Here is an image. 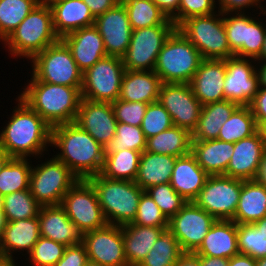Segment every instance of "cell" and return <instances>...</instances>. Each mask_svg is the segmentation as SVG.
<instances>
[{
    "instance_id": "obj_1",
    "label": "cell",
    "mask_w": 266,
    "mask_h": 266,
    "mask_svg": "<svg viewBox=\"0 0 266 266\" xmlns=\"http://www.w3.org/2000/svg\"><path fill=\"white\" fill-rule=\"evenodd\" d=\"M14 100L17 105L0 128V148L11 158L49 155L52 127L18 96Z\"/></svg>"
},
{
    "instance_id": "obj_2",
    "label": "cell",
    "mask_w": 266,
    "mask_h": 266,
    "mask_svg": "<svg viewBox=\"0 0 266 266\" xmlns=\"http://www.w3.org/2000/svg\"><path fill=\"white\" fill-rule=\"evenodd\" d=\"M51 147L54 156L63 162L79 179L101 173L105 150L88 132L75 122L51 128Z\"/></svg>"
},
{
    "instance_id": "obj_3",
    "label": "cell",
    "mask_w": 266,
    "mask_h": 266,
    "mask_svg": "<svg viewBox=\"0 0 266 266\" xmlns=\"http://www.w3.org/2000/svg\"><path fill=\"white\" fill-rule=\"evenodd\" d=\"M30 76L17 96L51 127L75 122L82 99L81 87L46 83Z\"/></svg>"
},
{
    "instance_id": "obj_4",
    "label": "cell",
    "mask_w": 266,
    "mask_h": 266,
    "mask_svg": "<svg viewBox=\"0 0 266 266\" xmlns=\"http://www.w3.org/2000/svg\"><path fill=\"white\" fill-rule=\"evenodd\" d=\"M59 39L54 31L50 6L39 3L1 44L11 58L23 57L28 62Z\"/></svg>"
},
{
    "instance_id": "obj_5",
    "label": "cell",
    "mask_w": 266,
    "mask_h": 266,
    "mask_svg": "<svg viewBox=\"0 0 266 266\" xmlns=\"http://www.w3.org/2000/svg\"><path fill=\"white\" fill-rule=\"evenodd\" d=\"M87 180L96 192L108 224L122 226L134 221L140 197L144 192L134 181L112 180L101 174Z\"/></svg>"
},
{
    "instance_id": "obj_6",
    "label": "cell",
    "mask_w": 266,
    "mask_h": 266,
    "mask_svg": "<svg viewBox=\"0 0 266 266\" xmlns=\"http://www.w3.org/2000/svg\"><path fill=\"white\" fill-rule=\"evenodd\" d=\"M202 57L196 47L176 29L159 52L154 72L162 83H190Z\"/></svg>"
},
{
    "instance_id": "obj_7",
    "label": "cell",
    "mask_w": 266,
    "mask_h": 266,
    "mask_svg": "<svg viewBox=\"0 0 266 266\" xmlns=\"http://www.w3.org/2000/svg\"><path fill=\"white\" fill-rule=\"evenodd\" d=\"M35 159H39L40 163L34 162L36 166L32 163L29 183L31 194L41 206L60 205L64 195L79 178L53 154L48 159L44 155Z\"/></svg>"
},
{
    "instance_id": "obj_8",
    "label": "cell",
    "mask_w": 266,
    "mask_h": 266,
    "mask_svg": "<svg viewBox=\"0 0 266 266\" xmlns=\"http://www.w3.org/2000/svg\"><path fill=\"white\" fill-rule=\"evenodd\" d=\"M177 29L196 47L203 59H228L235 56L228 44L223 13L194 16L184 20Z\"/></svg>"
},
{
    "instance_id": "obj_9",
    "label": "cell",
    "mask_w": 266,
    "mask_h": 266,
    "mask_svg": "<svg viewBox=\"0 0 266 266\" xmlns=\"http://www.w3.org/2000/svg\"><path fill=\"white\" fill-rule=\"evenodd\" d=\"M29 62L32 67L30 74L38 81L71 87L82 86L83 72L62 39L37 53Z\"/></svg>"
},
{
    "instance_id": "obj_10",
    "label": "cell",
    "mask_w": 266,
    "mask_h": 266,
    "mask_svg": "<svg viewBox=\"0 0 266 266\" xmlns=\"http://www.w3.org/2000/svg\"><path fill=\"white\" fill-rule=\"evenodd\" d=\"M124 68L122 58L105 56L83 72L82 98L113 103L119 98Z\"/></svg>"
},
{
    "instance_id": "obj_11",
    "label": "cell",
    "mask_w": 266,
    "mask_h": 266,
    "mask_svg": "<svg viewBox=\"0 0 266 266\" xmlns=\"http://www.w3.org/2000/svg\"><path fill=\"white\" fill-rule=\"evenodd\" d=\"M176 25H156L132 30L130 44L121 57L130 71H154L157 56Z\"/></svg>"
},
{
    "instance_id": "obj_12",
    "label": "cell",
    "mask_w": 266,
    "mask_h": 266,
    "mask_svg": "<svg viewBox=\"0 0 266 266\" xmlns=\"http://www.w3.org/2000/svg\"><path fill=\"white\" fill-rule=\"evenodd\" d=\"M243 180L225 175H209L193 203L216 220H233Z\"/></svg>"
},
{
    "instance_id": "obj_13",
    "label": "cell",
    "mask_w": 266,
    "mask_h": 266,
    "mask_svg": "<svg viewBox=\"0 0 266 266\" xmlns=\"http://www.w3.org/2000/svg\"><path fill=\"white\" fill-rule=\"evenodd\" d=\"M60 205L82 234L101 229L108 224L96 192L87 179H78L64 195Z\"/></svg>"
},
{
    "instance_id": "obj_14",
    "label": "cell",
    "mask_w": 266,
    "mask_h": 266,
    "mask_svg": "<svg viewBox=\"0 0 266 266\" xmlns=\"http://www.w3.org/2000/svg\"><path fill=\"white\" fill-rule=\"evenodd\" d=\"M170 114L174 126L191 134L197 128L202 104L188 83H162L157 100Z\"/></svg>"
},
{
    "instance_id": "obj_15",
    "label": "cell",
    "mask_w": 266,
    "mask_h": 266,
    "mask_svg": "<svg viewBox=\"0 0 266 266\" xmlns=\"http://www.w3.org/2000/svg\"><path fill=\"white\" fill-rule=\"evenodd\" d=\"M216 219L193 202H187L168 220V229L178 240L182 251L195 252Z\"/></svg>"
},
{
    "instance_id": "obj_16",
    "label": "cell",
    "mask_w": 266,
    "mask_h": 266,
    "mask_svg": "<svg viewBox=\"0 0 266 266\" xmlns=\"http://www.w3.org/2000/svg\"><path fill=\"white\" fill-rule=\"evenodd\" d=\"M255 63V59L236 56L225 60L226 76L223 86L225 100L239 106L250 105L259 90V77Z\"/></svg>"
},
{
    "instance_id": "obj_17",
    "label": "cell",
    "mask_w": 266,
    "mask_h": 266,
    "mask_svg": "<svg viewBox=\"0 0 266 266\" xmlns=\"http://www.w3.org/2000/svg\"><path fill=\"white\" fill-rule=\"evenodd\" d=\"M88 260L106 266H128L125 256L122 228L107 224L105 227L82 234Z\"/></svg>"
},
{
    "instance_id": "obj_18",
    "label": "cell",
    "mask_w": 266,
    "mask_h": 266,
    "mask_svg": "<svg viewBox=\"0 0 266 266\" xmlns=\"http://www.w3.org/2000/svg\"><path fill=\"white\" fill-rule=\"evenodd\" d=\"M94 26L100 33L109 56L122 57L131 40L132 28L122 2L95 17Z\"/></svg>"
},
{
    "instance_id": "obj_19",
    "label": "cell",
    "mask_w": 266,
    "mask_h": 266,
    "mask_svg": "<svg viewBox=\"0 0 266 266\" xmlns=\"http://www.w3.org/2000/svg\"><path fill=\"white\" fill-rule=\"evenodd\" d=\"M75 123L107 148L116 133L117 120L111 103L81 99Z\"/></svg>"
},
{
    "instance_id": "obj_20",
    "label": "cell",
    "mask_w": 266,
    "mask_h": 266,
    "mask_svg": "<svg viewBox=\"0 0 266 266\" xmlns=\"http://www.w3.org/2000/svg\"><path fill=\"white\" fill-rule=\"evenodd\" d=\"M265 151L266 147L260 130L248 138L235 142L233 154L224 175L244 181L253 180Z\"/></svg>"
},
{
    "instance_id": "obj_21",
    "label": "cell",
    "mask_w": 266,
    "mask_h": 266,
    "mask_svg": "<svg viewBox=\"0 0 266 266\" xmlns=\"http://www.w3.org/2000/svg\"><path fill=\"white\" fill-rule=\"evenodd\" d=\"M226 64L224 59H202L190 81L194 96L202 105L224 101V80Z\"/></svg>"
},
{
    "instance_id": "obj_22",
    "label": "cell",
    "mask_w": 266,
    "mask_h": 266,
    "mask_svg": "<svg viewBox=\"0 0 266 266\" xmlns=\"http://www.w3.org/2000/svg\"><path fill=\"white\" fill-rule=\"evenodd\" d=\"M38 219L40 236L67 247L82 243V233L68 218L61 205L41 206Z\"/></svg>"
},
{
    "instance_id": "obj_23",
    "label": "cell",
    "mask_w": 266,
    "mask_h": 266,
    "mask_svg": "<svg viewBox=\"0 0 266 266\" xmlns=\"http://www.w3.org/2000/svg\"><path fill=\"white\" fill-rule=\"evenodd\" d=\"M62 40L82 72L107 56L104 41L94 25L67 34Z\"/></svg>"
},
{
    "instance_id": "obj_24",
    "label": "cell",
    "mask_w": 266,
    "mask_h": 266,
    "mask_svg": "<svg viewBox=\"0 0 266 266\" xmlns=\"http://www.w3.org/2000/svg\"><path fill=\"white\" fill-rule=\"evenodd\" d=\"M39 237L40 226L38 216L8 222L0 241V256L16 260L19 259L15 257L18 252V255H22L21 257L27 256L39 240Z\"/></svg>"
},
{
    "instance_id": "obj_25",
    "label": "cell",
    "mask_w": 266,
    "mask_h": 266,
    "mask_svg": "<svg viewBox=\"0 0 266 266\" xmlns=\"http://www.w3.org/2000/svg\"><path fill=\"white\" fill-rule=\"evenodd\" d=\"M48 5L52 11L54 31L60 39L78 29L94 25L95 17L82 0H54Z\"/></svg>"
},
{
    "instance_id": "obj_26",
    "label": "cell",
    "mask_w": 266,
    "mask_h": 266,
    "mask_svg": "<svg viewBox=\"0 0 266 266\" xmlns=\"http://www.w3.org/2000/svg\"><path fill=\"white\" fill-rule=\"evenodd\" d=\"M209 175L197 163L190 152L177 157L170 180V185L187 202H193L204 187Z\"/></svg>"
},
{
    "instance_id": "obj_27",
    "label": "cell",
    "mask_w": 266,
    "mask_h": 266,
    "mask_svg": "<svg viewBox=\"0 0 266 266\" xmlns=\"http://www.w3.org/2000/svg\"><path fill=\"white\" fill-rule=\"evenodd\" d=\"M195 252L199 256L225 259L239 254L237 224L233 220H216Z\"/></svg>"
},
{
    "instance_id": "obj_28",
    "label": "cell",
    "mask_w": 266,
    "mask_h": 266,
    "mask_svg": "<svg viewBox=\"0 0 266 266\" xmlns=\"http://www.w3.org/2000/svg\"><path fill=\"white\" fill-rule=\"evenodd\" d=\"M161 86L162 81L154 71L126 70L118 99L128 102L154 103L158 100Z\"/></svg>"
},
{
    "instance_id": "obj_29",
    "label": "cell",
    "mask_w": 266,
    "mask_h": 266,
    "mask_svg": "<svg viewBox=\"0 0 266 266\" xmlns=\"http://www.w3.org/2000/svg\"><path fill=\"white\" fill-rule=\"evenodd\" d=\"M128 266H138L168 227H147L131 223L121 226Z\"/></svg>"
},
{
    "instance_id": "obj_30",
    "label": "cell",
    "mask_w": 266,
    "mask_h": 266,
    "mask_svg": "<svg viewBox=\"0 0 266 266\" xmlns=\"http://www.w3.org/2000/svg\"><path fill=\"white\" fill-rule=\"evenodd\" d=\"M233 150V143L218 139L191 142V153L208 175H224Z\"/></svg>"
},
{
    "instance_id": "obj_31",
    "label": "cell",
    "mask_w": 266,
    "mask_h": 266,
    "mask_svg": "<svg viewBox=\"0 0 266 266\" xmlns=\"http://www.w3.org/2000/svg\"><path fill=\"white\" fill-rule=\"evenodd\" d=\"M176 159L171 155L142 152L134 182L144 191L149 187L170 183Z\"/></svg>"
},
{
    "instance_id": "obj_32",
    "label": "cell",
    "mask_w": 266,
    "mask_h": 266,
    "mask_svg": "<svg viewBox=\"0 0 266 266\" xmlns=\"http://www.w3.org/2000/svg\"><path fill=\"white\" fill-rule=\"evenodd\" d=\"M238 107L229 100L202 105L197 128L192 132V141L217 139L222 125Z\"/></svg>"
},
{
    "instance_id": "obj_33",
    "label": "cell",
    "mask_w": 266,
    "mask_h": 266,
    "mask_svg": "<svg viewBox=\"0 0 266 266\" xmlns=\"http://www.w3.org/2000/svg\"><path fill=\"white\" fill-rule=\"evenodd\" d=\"M266 216V187L254 180H243L233 221L253 224Z\"/></svg>"
},
{
    "instance_id": "obj_34",
    "label": "cell",
    "mask_w": 266,
    "mask_h": 266,
    "mask_svg": "<svg viewBox=\"0 0 266 266\" xmlns=\"http://www.w3.org/2000/svg\"><path fill=\"white\" fill-rule=\"evenodd\" d=\"M191 142L192 134L188 130L173 126L158 135L149 137L145 151L180 157L191 152Z\"/></svg>"
},
{
    "instance_id": "obj_35",
    "label": "cell",
    "mask_w": 266,
    "mask_h": 266,
    "mask_svg": "<svg viewBox=\"0 0 266 266\" xmlns=\"http://www.w3.org/2000/svg\"><path fill=\"white\" fill-rule=\"evenodd\" d=\"M141 152L126 149L105 151L101 175L112 180L134 181L139 168Z\"/></svg>"
},
{
    "instance_id": "obj_36",
    "label": "cell",
    "mask_w": 266,
    "mask_h": 266,
    "mask_svg": "<svg viewBox=\"0 0 266 266\" xmlns=\"http://www.w3.org/2000/svg\"><path fill=\"white\" fill-rule=\"evenodd\" d=\"M132 30L156 25H175L152 0H121Z\"/></svg>"
},
{
    "instance_id": "obj_37",
    "label": "cell",
    "mask_w": 266,
    "mask_h": 266,
    "mask_svg": "<svg viewBox=\"0 0 266 266\" xmlns=\"http://www.w3.org/2000/svg\"><path fill=\"white\" fill-rule=\"evenodd\" d=\"M262 16H266V10L257 16L244 13L243 45L234 54L236 57L256 59L260 55L266 33V18Z\"/></svg>"
},
{
    "instance_id": "obj_38",
    "label": "cell",
    "mask_w": 266,
    "mask_h": 266,
    "mask_svg": "<svg viewBox=\"0 0 266 266\" xmlns=\"http://www.w3.org/2000/svg\"><path fill=\"white\" fill-rule=\"evenodd\" d=\"M259 130L249 106H239L222 125L218 140L235 143L248 138Z\"/></svg>"
},
{
    "instance_id": "obj_39",
    "label": "cell",
    "mask_w": 266,
    "mask_h": 266,
    "mask_svg": "<svg viewBox=\"0 0 266 266\" xmlns=\"http://www.w3.org/2000/svg\"><path fill=\"white\" fill-rule=\"evenodd\" d=\"M31 158H11L0 171V195L29 189Z\"/></svg>"
},
{
    "instance_id": "obj_40",
    "label": "cell",
    "mask_w": 266,
    "mask_h": 266,
    "mask_svg": "<svg viewBox=\"0 0 266 266\" xmlns=\"http://www.w3.org/2000/svg\"><path fill=\"white\" fill-rule=\"evenodd\" d=\"M39 0H0V43L4 42Z\"/></svg>"
},
{
    "instance_id": "obj_41",
    "label": "cell",
    "mask_w": 266,
    "mask_h": 266,
    "mask_svg": "<svg viewBox=\"0 0 266 266\" xmlns=\"http://www.w3.org/2000/svg\"><path fill=\"white\" fill-rule=\"evenodd\" d=\"M2 200V210L8 222L37 217L41 208L30 189L4 195Z\"/></svg>"
},
{
    "instance_id": "obj_42",
    "label": "cell",
    "mask_w": 266,
    "mask_h": 266,
    "mask_svg": "<svg viewBox=\"0 0 266 266\" xmlns=\"http://www.w3.org/2000/svg\"><path fill=\"white\" fill-rule=\"evenodd\" d=\"M182 249L169 229H165L138 266H174Z\"/></svg>"
},
{
    "instance_id": "obj_43",
    "label": "cell",
    "mask_w": 266,
    "mask_h": 266,
    "mask_svg": "<svg viewBox=\"0 0 266 266\" xmlns=\"http://www.w3.org/2000/svg\"><path fill=\"white\" fill-rule=\"evenodd\" d=\"M237 242L240 254L266 257V237L253 224H237Z\"/></svg>"
},
{
    "instance_id": "obj_44",
    "label": "cell",
    "mask_w": 266,
    "mask_h": 266,
    "mask_svg": "<svg viewBox=\"0 0 266 266\" xmlns=\"http://www.w3.org/2000/svg\"><path fill=\"white\" fill-rule=\"evenodd\" d=\"M146 141L141 127L118 122L114 138L105 151L131 149L142 153L146 150Z\"/></svg>"
},
{
    "instance_id": "obj_45",
    "label": "cell",
    "mask_w": 266,
    "mask_h": 266,
    "mask_svg": "<svg viewBox=\"0 0 266 266\" xmlns=\"http://www.w3.org/2000/svg\"><path fill=\"white\" fill-rule=\"evenodd\" d=\"M66 247L62 243L40 236L25 259L31 266H54L63 257Z\"/></svg>"
},
{
    "instance_id": "obj_46",
    "label": "cell",
    "mask_w": 266,
    "mask_h": 266,
    "mask_svg": "<svg viewBox=\"0 0 266 266\" xmlns=\"http://www.w3.org/2000/svg\"><path fill=\"white\" fill-rule=\"evenodd\" d=\"M145 191L151 196L168 220L176 215L187 203V201L174 190L170 183L149 187Z\"/></svg>"
},
{
    "instance_id": "obj_47",
    "label": "cell",
    "mask_w": 266,
    "mask_h": 266,
    "mask_svg": "<svg viewBox=\"0 0 266 266\" xmlns=\"http://www.w3.org/2000/svg\"><path fill=\"white\" fill-rule=\"evenodd\" d=\"M168 111L157 101L147 106L141 129L146 139L173 127Z\"/></svg>"
},
{
    "instance_id": "obj_48",
    "label": "cell",
    "mask_w": 266,
    "mask_h": 266,
    "mask_svg": "<svg viewBox=\"0 0 266 266\" xmlns=\"http://www.w3.org/2000/svg\"><path fill=\"white\" fill-rule=\"evenodd\" d=\"M132 223L147 227H168V219L146 191L140 197L137 215Z\"/></svg>"
},
{
    "instance_id": "obj_49",
    "label": "cell",
    "mask_w": 266,
    "mask_h": 266,
    "mask_svg": "<svg viewBox=\"0 0 266 266\" xmlns=\"http://www.w3.org/2000/svg\"><path fill=\"white\" fill-rule=\"evenodd\" d=\"M112 104L117 122L141 127L148 104L117 99Z\"/></svg>"
},
{
    "instance_id": "obj_50",
    "label": "cell",
    "mask_w": 266,
    "mask_h": 266,
    "mask_svg": "<svg viewBox=\"0 0 266 266\" xmlns=\"http://www.w3.org/2000/svg\"><path fill=\"white\" fill-rule=\"evenodd\" d=\"M223 23L230 50L235 54L243 45L244 13H223Z\"/></svg>"
},
{
    "instance_id": "obj_51",
    "label": "cell",
    "mask_w": 266,
    "mask_h": 266,
    "mask_svg": "<svg viewBox=\"0 0 266 266\" xmlns=\"http://www.w3.org/2000/svg\"><path fill=\"white\" fill-rule=\"evenodd\" d=\"M218 11L216 0H180L178 26L190 17L211 15Z\"/></svg>"
},
{
    "instance_id": "obj_52",
    "label": "cell",
    "mask_w": 266,
    "mask_h": 266,
    "mask_svg": "<svg viewBox=\"0 0 266 266\" xmlns=\"http://www.w3.org/2000/svg\"><path fill=\"white\" fill-rule=\"evenodd\" d=\"M216 2L218 10L222 13H248V10H252L258 14L266 10L265 0H216Z\"/></svg>"
},
{
    "instance_id": "obj_53",
    "label": "cell",
    "mask_w": 266,
    "mask_h": 266,
    "mask_svg": "<svg viewBox=\"0 0 266 266\" xmlns=\"http://www.w3.org/2000/svg\"><path fill=\"white\" fill-rule=\"evenodd\" d=\"M88 261L85 246H68L65 248L63 257L54 266H85Z\"/></svg>"
},
{
    "instance_id": "obj_54",
    "label": "cell",
    "mask_w": 266,
    "mask_h": 266,
    "mask_svg": "<svg viewBox=\"0 0 266 266\" xmlns=\"http://www.w3.org/2000/svg\"><path fill=\"white\" fill-rule=\"evenodd\" d=\"M249 107L260 129L266 123V87H259Z\"/></svg>"
},
{
    "instance_id": "obj_55",
    "label": "cell",
    "mask_w": 266,
    "mask_h": 266,
    "mask_svg": "<svg viewBox=\"0 0 266 266\" xmlns=\"http://www.w3.org/2000/svg\"><path fill=\"white\" fill-rule=\"evenodd\" d=\"M178 27V8L180 0H152Z\"/></svg>"
},
{
    "instance_id": "obj_56",
    "label": "cell",
    "mask_w": 266,
    "mask_h": 266,
    "mask_svg": "<svg viewBox=\"0 0 266 266\" xmlns=\"http://www.w3.org/2000/svg\"><path fill=\"white\" fill-rule=\"evenodd\" d=\"M89 7L94 17L105 13L115 7L121 0H82Z\"/></svg>"
},
{
    "instance_id": "obj_57",
    "label": "cell",
    "mask_w": 266,
    "mask_h": 266,
    "mask_svg": "<svg viewBox=\"0 0 266 266\" xmlns=\"http://www.w3.org/2000/svg\"><path fill=\"white\" fill-rule=\"evenodd\" d=\"M174 266H200V256L196 252L183 251Z\"/></svg>"
},
{
    "instance_id": "obj_58",
    "label": "cell",
    "mask_w": 266,
    "mask_h": 266,
    "mask_svg": "<svg viewBox=\"0 0 266 266\" xmlns=\"http://www.w3.org/2000/svg\"><path fill=\"white\" fill-rule=\"evenodd\" d=\"M228 266H257L256 260L245 254H237L228 259Z\"/></svg>"
},
{
    "instance_id": "obj_59",
    "label": "cell",
    "mask_w": 266,
    "mask_h": 266,
    "mask_svg": "<svg viewBox=\"0 0 266 266\" xmlns=\"http://www.w3.org/2000/svg\"><path fill=\"white\" fill-rule=\"evenodd\" d=\"M253 180L266 187V151L262 155L257 174Z\"/></svg>"
},
{
    "instance_id": "obj_60",
    "label": "cell",
    "mask_w": 266,
    "mask_h": 266,
    "mask_svg": "<svg viewBox=\"0 0 266 266\" xmlns=\"http://www.w3.org/2000/svg\"><path fill=\"white\" fill-rule=\"evenodd\" d=\"M200 266H228V259L200 256Z\"/></svg>"
},
{
    "instance_id": "obj_61",
    "label": "cell",
    "mask_w": 266,
    "mask_h": 266,
    "mask_svg": "<svg viewBox=\"0 0 266 266\" xmlns=\"http://www.w3.org/2000/svg\"><path fill=\"white\" fill-rule=\"evenodd\" d=\"M256 72L259 77V87H266V61H256Z\"/></svg>"
},
{
    "instance_id": "obj_62",
    "label": "cell",
    "mask_w": 266,
    "mask_h": 266,
    "mask_svg": "<svg viewBox=\"0 0 266 266\" xmlns=\"http://www.w3.org/2000/svg\"><path fill=\"white\" fill-rule=\"evenodd\" d=\"M18 260L16 263V260L14 258L0 256V266H18Z\"/></svg>"
},
{
    "instance_id": "obj_63",
    "label": "cell",
    "mask_w": 266,
    "mask_h": 266,
    "mask_svg": "<svg viewBox=\"0 0 266 266\" xmlns=\"http://www.w3.org/2000/svg\"><path fill=\"white\" fill-rule=\"evenodd\" d=\"M253 225L266 237V216L253 223Z\"/></svg>"
},
{
    "instance_id": "obj_64",
    "label": "cell",
    "mask_w": 266,
    "mask_h": 266,
    "mask_svg": "<svg viewBox=\"0 0 266 266\" xmlns=\"http://www.w3.org/2000/svg\"><path fill=\"white\" fill-rule=\"evenodd\" d=\"M8 221L6 219V216L3 212L2 209H0V241L2 239V236H3V231H4V228L6 227Z\"/></svg>"
},
{
    "instance_id": "obj_65",
    "label": "cell",
    "mask_w": 266,
    "mask_h": 266,
    "mask_svg": "<svg viewBox=\"0 0 266 266\" xmlns=\"http://www.w3.org/2000/svg\"><path fill=\"white\" fill-rule=\"evenodd\" d=\"M10 159L11 157L0 148V171Z\"/></svg>"
},
{
    "instance_id": "obj_66",
    "label": "cell",
    "mask_w": 266,
    "mask_h": 266,
    "mask_svg": "<svg viewBox=\"0 0 266 266\" xmlns=\"http://www.w3.org/2000/svg\"><path fill=\"white\" fill-rule=\"evenodd\" d=\"M256 61H266V33L264 36V43L260 55L255 59Z\"/></svg>"
},
{
    "instance_id": "obj_67",
    "label": "cell",
    "mask_w": 266,
    "mask_h": 266,
    "mask_svg": "<svg viewBox=\"0 0 266 266\" xmlns=\"http://www.w3.org/2000/svg\"><path fill=\"white\" fill-rule=\"evenodd\" d=\"M263 135V140L265 143V147H266V123L259 129Z\"/></svg>"
},
{
    "instance_id": "obj_68",
    "label": "cell",
    "mask_w": 266,
    "mask_h": 266,
    "mask_svg": "<svg viewBox=\"0 0 266 266\" xmlns=\"http://www.w3.org/2000/svg\"><path fill=\"white\" fill-rule=\"evenodd\" d=\"M256 265L257 266H266V257L257 259L256 260Z\"/></svg>"
},
{
    "instance_id": "obj_69",
    "label": "cell",
    "mask_w": 266,
    "mask_h": 266,
    "mask_svg": "<svg viewBox=\"0 0 266 266\" xmlns=\"http://www.w3.org/2000/svg\"><path fill=\"white\" fill-rule=\"evenodd\" d=\"M85 266H106V265H102L101 263H96L88 260Z\"/></svg>"
},
{
    "instance_id": "obj_70",
    "label": "cell",
    "mask_w": 266,
    "mask_h": 266,
    "mask_svg": "<svg viewBox=\"0 0 266 266\" xmlns=\"http://www.w3.org/2000/svg\"><path fill=\"white\" fill-rule=\"evenodd\" d=\"M52 1H54V0H39V3H46V4H49V3H51Z\"/></svg>"
},
{
    "instance_id": "obj_71",
    "label": "cell",
    "mask_w": 266,
    "mask_h": 266,
    "mask_svg": "<svg viewBox=\"0 0 266 266\" xmlns=\"http://www.w3.org/2000/svg\"><path fill=\"white\" fill-rule=\"evenodd\" d=\"M3 196L0 195V209H2V203H3Z\"/></svg>"
}]
</instances>
